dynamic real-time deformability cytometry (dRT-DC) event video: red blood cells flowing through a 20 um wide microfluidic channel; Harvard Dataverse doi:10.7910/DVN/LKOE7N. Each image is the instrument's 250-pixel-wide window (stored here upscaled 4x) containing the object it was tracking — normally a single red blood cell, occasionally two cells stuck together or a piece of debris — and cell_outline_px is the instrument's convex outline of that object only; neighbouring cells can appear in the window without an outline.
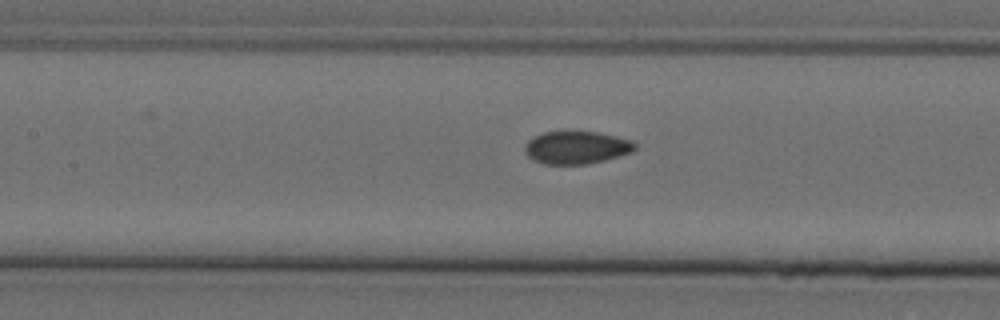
{"species": "Egyptian fruit bat (a non-hibernating species)", "species_latin": "Rousettus aegyptiacus", "temperature_condition": "cold", "stored_images_in_passage": 11, "camera_frame_rate_fps": 3000, "um_per_image_px": 0.085, "animal": {"sex": "female"}, "frame": {"image": 1, "passage_image": 8, "time_ms": 2.333, "image_size_px": [1000, 320], "cell_outline_px": [[636, 148], [632, 152], [604, 160], [584, 164], [544, 164], [532, 160], [524, 152], [524, 144], [532, 136], [544, 132], [564, 128], [568, 128], [596, 132], [616, 136], [632, 140], [636, 144]], "centroid_in_image_um": [48.94, 12.48], "position_along_channel_um": 158.5, "area_um2": 21.85}}
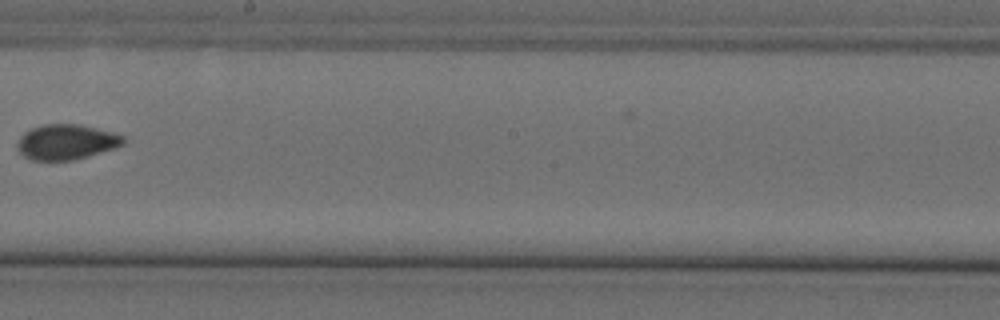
{"frame": {"image": 2, "passage_image": 10, "time_ms": 3.0, "image_size_px": [1000, 320], "cell_outline_px": [[124, 144], [88, 156], [72, 160], [32, 160], [24, 156], [20, 152], [16, 144], [20, 136], [24, 132], [32, 128], [44, 124], [76, 124], [124, 136]], "centroid_in_image_um": [5.57, 12.07], "position_along_channel_um": 242.6, "area_um2": 21.27}}